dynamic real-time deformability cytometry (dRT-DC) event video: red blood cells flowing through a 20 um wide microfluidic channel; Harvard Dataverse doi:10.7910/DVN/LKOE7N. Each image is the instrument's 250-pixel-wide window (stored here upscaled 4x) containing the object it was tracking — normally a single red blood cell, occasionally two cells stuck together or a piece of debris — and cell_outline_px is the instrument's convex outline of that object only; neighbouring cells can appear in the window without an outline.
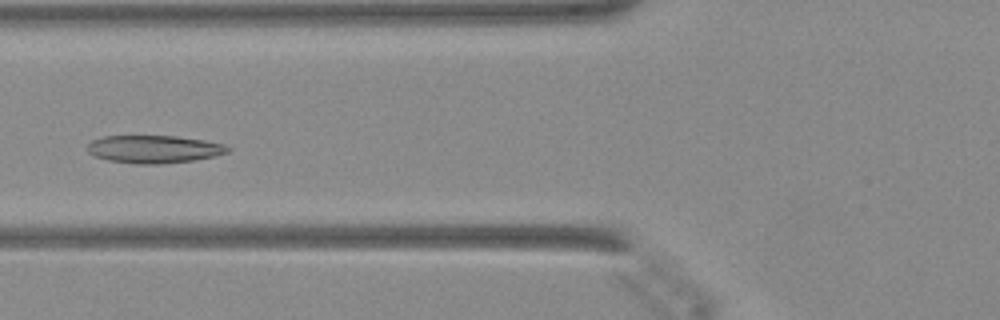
{"species": "Egyptian fruit bat (a non-hibernating species)", "species_latin": "Rousettus aegyptiacus", "temperature_condition": "warm", "stored_images_in_passage": 37, "camera_frame_rate_fps": 3000, "um_per_image_px": 0.085, "animal": {"sex": "female"}, "frame": {"image": 1, "passage_image": 11, "time_ms": 3.333, "image_size_px": [1000, 320], "cell_outline_px": [[232, 148], [228, 152], [216, 156], [192, 160], [164, 164], [132, 164], [108, 160], [96, 156], [88, 152], [88, 144], [92, 140], [104, 136], [176, 136], [204, 140], [224, 144]], "centroid_in_image_um": [13.11, 12.68], "position_along_channel_um": 112.7, "area_um2": 22.77}}
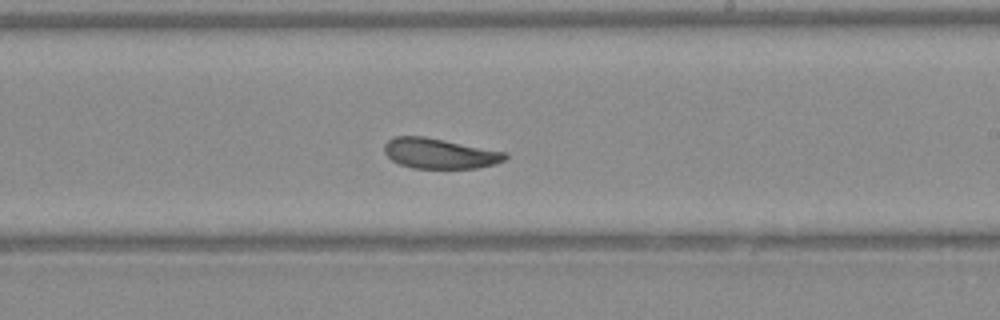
{"frame": {"image": 2, "passage_image": 21, "time_ms": 6.667, "image_size_px": [1000, 320], "cell_outline_px": [[508, 156], [504, 160], [496, 164], [476, 168], [412, 168], [400, 164], [392, 160], [384, 152], [384, 144], [388, 140], [396, 136], [424, 136], [508, 152]], "centroid_in_image_um": [37.39, 13.04], "position_along_channel_um": 251.6, "area_um2": 21.39}}
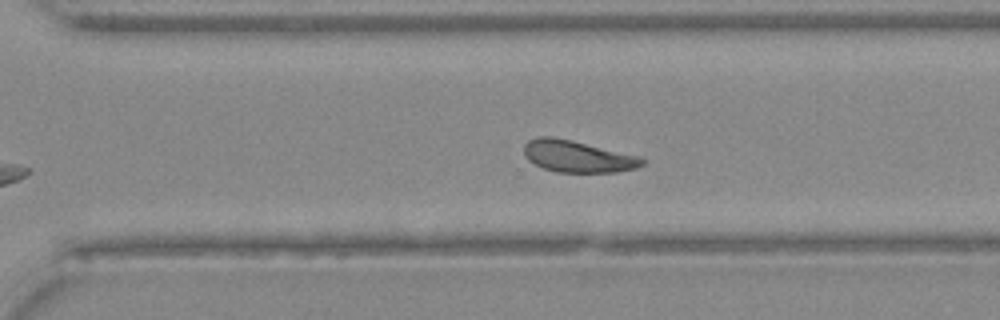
{"frame": {"image": 3, "passage_image": 26, "time_ms": 8.333, "image_size_px": [1000, 320], "cell_outline_px": [[644, 164], [636, 168], [616, 172], [556, 172], [544, 168], [528, 160], [524, 156], [524, 144], [528, 140], [536, 136], [552, 136], [572, 140], [640, 156], [644, 160]], "centroid_in_image_um": [49.07, 13.28], "position_along_channel_um": 321.5, "area_um2": 21.96}}